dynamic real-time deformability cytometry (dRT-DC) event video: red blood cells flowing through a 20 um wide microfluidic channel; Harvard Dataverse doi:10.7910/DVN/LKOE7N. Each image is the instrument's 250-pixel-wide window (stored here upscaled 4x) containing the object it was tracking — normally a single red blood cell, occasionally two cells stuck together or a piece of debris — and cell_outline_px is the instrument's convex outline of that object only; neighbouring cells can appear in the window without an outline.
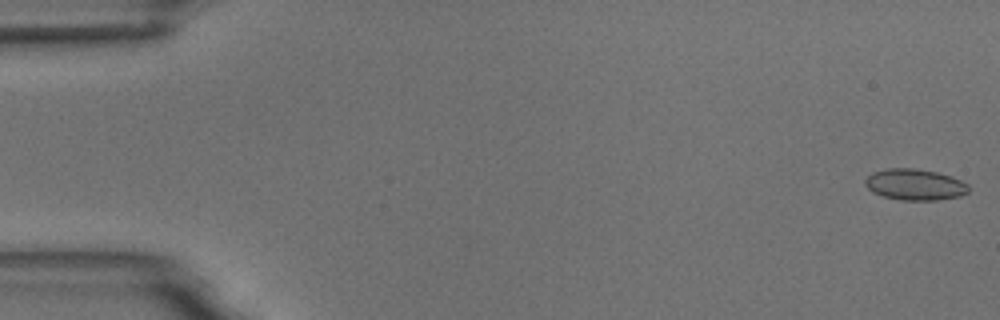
{"species": "common noctule bat (a hibernating species)", "species_latin": "Nyctalus noctula", "temperature_condition": "room temperature", "stored_images_in_passage": 56, "camera_frame_rate_fps": 3000, "um_per_image_px": 0.085, "animal": {"sex": "male", "body_mass_g": 18.8}, "frame": {"image": 1, "passage_image": 1, "time_ms": 0.0, "image_size_px": [1000, 320], "cell_outline_px": [[968, 192], [960, 196], [936, 200], [900, 200], [884, 196], [872, 192], [864, 184], [864, 180], [872, 172], [888, 168], [912, 168], [936, 172], [952, 176], [968, 184]], "centroid_in_image_um": [77.75, 15.68], "position_along_channel_um": 7.3, "area_um2": 18.79}}
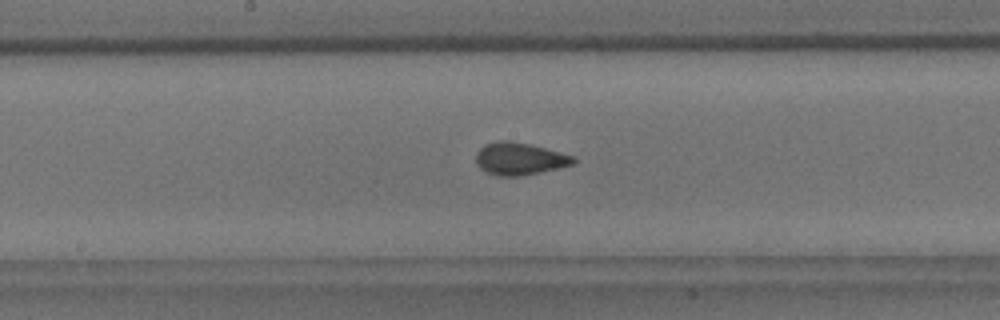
{"frame": {"image": 2, "passage_image": 29, "time_ms": 9.333, "image_size_px": [1000, 320], "cell_outline_px": [[576, 164], [560, 168], [520, 176], [496, 176], [480, 168], [476, 164], [476, 152], [484, 144], [500, 140], [508, 140], [528, 144], [576, 156]], "centroid_in_image_um": [44.18, 13.5], "position_along_channel_um": 204.0, "area_um2": 18.5}}
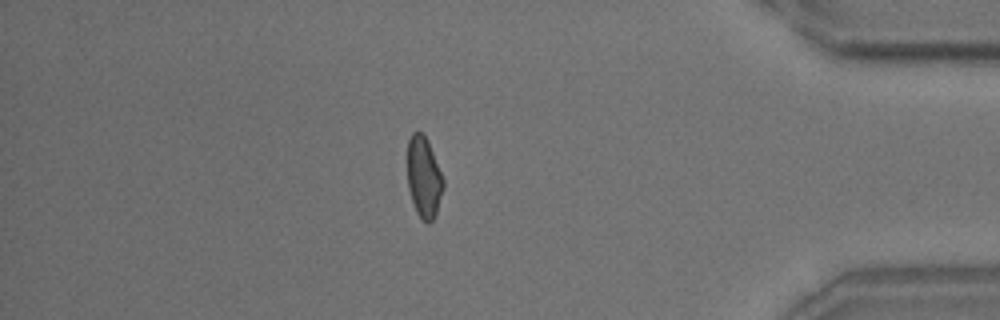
{"frame": {"image": 3, "passage_image": 48, "time_ms": 15.667, "image_size_px": [1000, 320], "cell_outline_px": [[444, 188], [436, 216], [428, 224], [416, 212], [408, 188], [408, 140], [412, 132], [416, 128], [428, 140], [444, 180]], "centroid_in_image_um": [36.04, 15.06], "position_along_channel_um": 399.2, "area_um2": 17.05}, "authors_computed_cell_mechanics": {"area_um2": 17.7157, "velocity_mm_per_s": 3.6441, "shape_relaxation_time_tau1_ms": 6.2424, "shape_relaxation_time_tau2_ms": 0.8513, "deformation_change_tau1": 0.1128, "deformation_change_tau2": 0.0544}}